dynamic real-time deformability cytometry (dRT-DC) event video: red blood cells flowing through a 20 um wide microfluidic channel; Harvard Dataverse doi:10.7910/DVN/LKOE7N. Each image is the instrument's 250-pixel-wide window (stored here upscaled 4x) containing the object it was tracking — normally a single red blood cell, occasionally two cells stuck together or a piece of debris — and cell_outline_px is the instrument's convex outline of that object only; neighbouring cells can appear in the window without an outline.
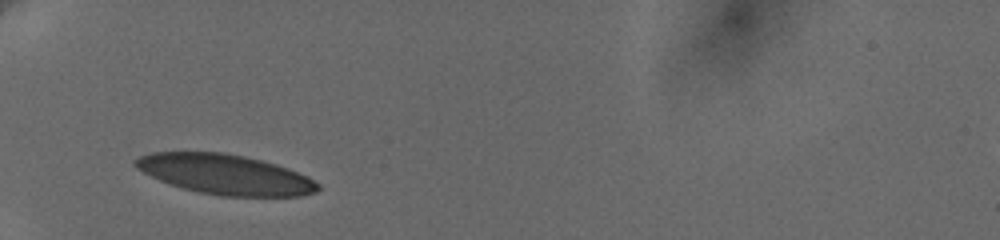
{"species": "human", "species_latin": "Homo sapiens", "temperature_condition": "cold", "stored_images_in_passage": 26, "camera_frame_rate_fps": 3000, "um_per_image_px": 0.085, "donor": {"sex": "female"}, "frame": {"image": 1, "passage_image": 1, "time_ms": 0.0, "image_size_px": [1000, 240], "cell_outline_px": [[320, 188], [316, 192], [300, 196], [220, 196], [200, 192], [184, 188], [160, 180], [136, 168], [132, 164], [132, 160], [140, 156], [152, 152], [224, 152], [244, 156], [276, 164], [288, 168], [308, 176], [320, 184]], "centroid_in_image_um": [19.16, 14.82], "position_along_channel_um": 65.8, "area_um2": 42.43}}
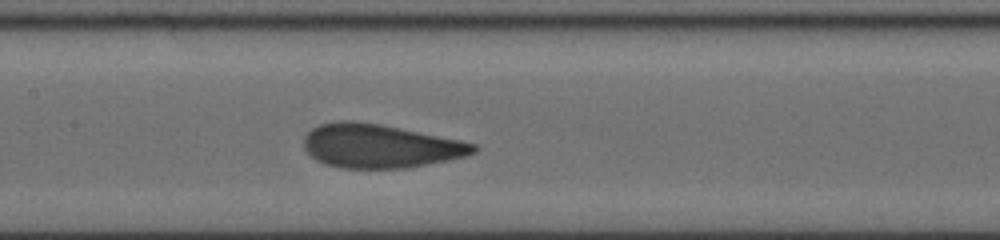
{"frame": {"image": 2, "passage_image": 16, "time_ms": 3.333, "image_size_px": [1000, 240], "cell_outline_px": [[476, 152], [464, 156], [408, 168], [340, 168], [316, 160], [304, 148], [304, 136], [312, 128], [320, 124], [340, 120], [352, 120], [380, 124], [460, 140], [476, 144]], "centroid_in_image_um": [32.26, 12.4], "position_along_channel_um": 175.1, "area_um2": 42.89}}
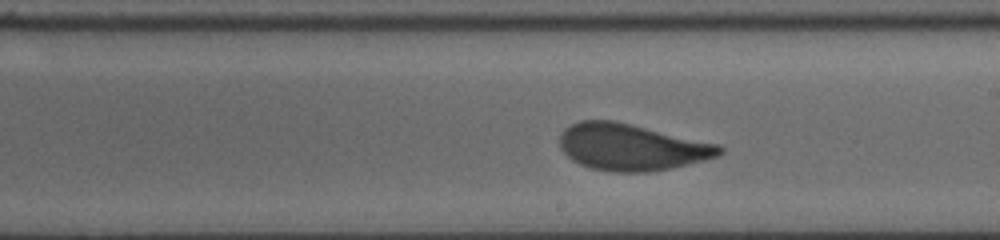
{"frame": {"image": 3, "passage_image": 24, "time_ms": 5.0, "image_size_px": [1000, 240], "cell_outline_px": [[724, 152], [716, 156], [704, 160], [688, 164], [648, 172], [612, 172], [592, 168], [580, 164], [572, 160], [560, 148], [560, 132], [564, 128], [580, 120], [612, 120], [720, 144], [724, 148]], "centroid_in_image_um": [53.66, 12.5], "position_along_channel_um": 235.3, "area_um2": 43.23}}